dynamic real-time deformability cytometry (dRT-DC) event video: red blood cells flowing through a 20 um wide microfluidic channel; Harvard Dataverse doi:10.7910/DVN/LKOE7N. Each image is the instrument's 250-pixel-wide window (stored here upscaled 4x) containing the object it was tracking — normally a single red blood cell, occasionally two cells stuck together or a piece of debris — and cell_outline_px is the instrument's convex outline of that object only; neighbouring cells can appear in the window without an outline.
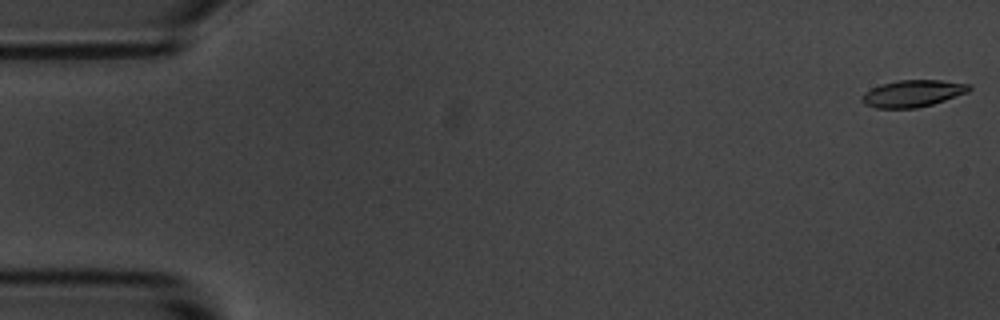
{"species": "common noctule bat (a hibernating species)", "species_latin": "Nyctalus noctula", "temperature_condition": "room temperature", "stored_images_in_passage": 55, "camera_frame_rate_fps": 3000, "um_per_image_px": 0.085, "animal": {"sex": "male", "body_mass_g": 20.1, "forearm_length_mm": 53.5}, "frame": {"image": 1, "passage_image": 1, "time_ms": 0.0, "image_size_px": [1000, 320], "cell_outline_px": [[972, 88], [968, 92], [932, 104], [916, 108], [876, 108], [864, 104], [860, 100], [860, 96], [864, 92], [880, 84], [896, 80], [940, 80], [972, 84]], "centroid_in_image_um": [77.56, 7.94], "position_along_channel_um": 7.4, "area_um2": 16.94}}
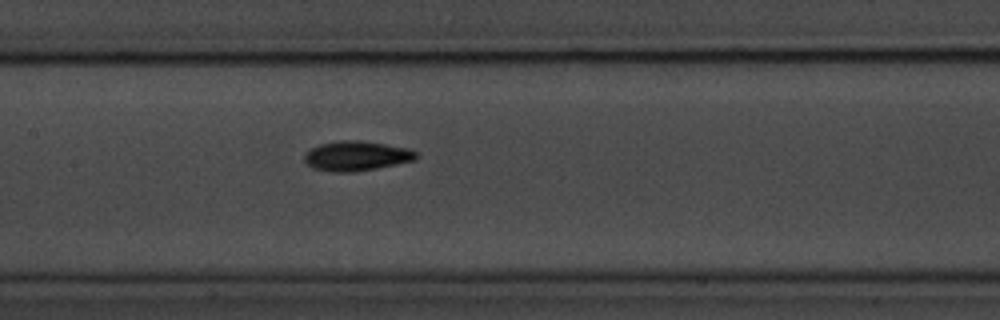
{"frame": {"image": 2, "passage_image": 26, "time_ms": 8.333, "image_size_px": [1000, 320], "cell_outline_px": [[420, 156], [416, 160], [376, 168], [352, 172], [332, 172], [312, 168], [304, 160], [304, 152], [320, 144], [340, 140], [360, 140], [408, 148], [416, 152]], "centroid_in_image_um": [30.29, 13.25], "position_along_channel_um": 177.1, "area_um2": 19.42}}
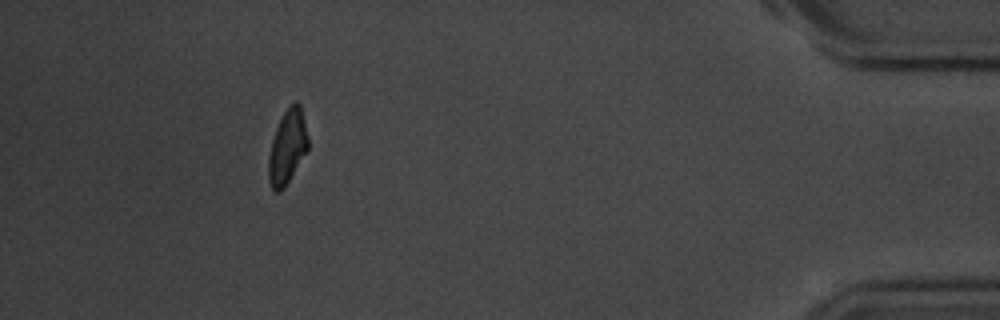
{"frame": {"image": 3, "passage_image": 50, "time_ms": 16.333, "image_size_px": [1000, 320], "cell_outline_px": [[308, 148], [284, 188], [280, 192], [276, 192], [272, 188], [268, 180], [268, 156], [272, 140], [276, 128], [284, 112], [296, 100], [300, 104], [308, 136]], "centroid_in_image_um": [24.41, 12.5], "position_along_channel_um": 410.8, "area_um2": 16.82}, "authors_computed_cell_mechanics": {"area_um2": 17.7446, "velocity_mm_per_s": 3.671, "shape_relaxation_time_tau1_ms": 2.6937, "shape_relaxation_time_tau2_ms": null, "deformation_change_tau1": 0.1236, "deformation_change_tau2": null}}